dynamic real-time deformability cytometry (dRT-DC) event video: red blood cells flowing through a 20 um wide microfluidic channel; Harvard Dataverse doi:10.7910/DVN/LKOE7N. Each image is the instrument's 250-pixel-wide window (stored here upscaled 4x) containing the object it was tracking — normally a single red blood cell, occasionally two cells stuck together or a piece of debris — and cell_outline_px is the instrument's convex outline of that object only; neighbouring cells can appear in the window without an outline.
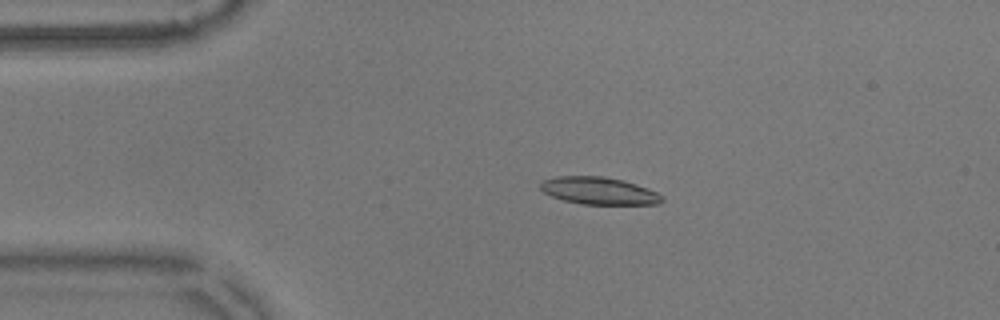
{"species": "common noctule bat (a hibernating species)", "species_latin": "Nyctalus noctula", "temperature_condition": "warm", "stored_images_in_passage": 56, "camera_frame_rate_fps": 3000, "um_per_image_px": 0.085, "animal": {"sex": "male", "body_mass_g": 17.9}, "frame": {"image": 1, "passage_image": 12, "time_ms": 3.667, "image_size_px": [1000, 320], "cell_outline_px": [[664, 200], [660, 204], [580, 204], [564, 200], [552, 196], [544, 192], [540, 188], [540, 184], [544, 180], [556, 176], [604, 176], [624, 180], [648, 188], [664, 196]], "centroid_in_image_um": [50.94, 16.21], "position_along_channel_um": 34.1, "area_um2": 19.42}}
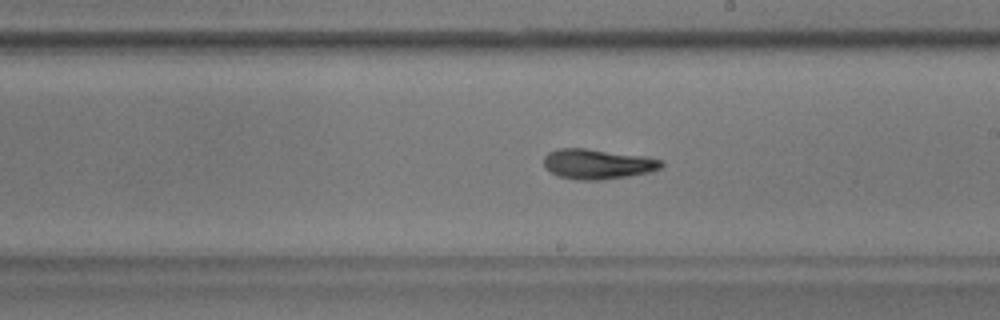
{"frame": {"image": 2, "passage_image": 32, "time_ms": 10.333, "image_size_px": [1000, 320], "cell_outline_px": [[664, 164], [660, 168], [648, 172], [628, 176], [600, 180], [576, 180], [560, 176], [544, 168], [544, 156], [548, 152], [560, 148], [584, 148], [648, 156], [664, 160]], "centroid_in_image_um": [50.81, 13.93], "position_along_channel_um": 238.2, "area_um2": 20.69}}
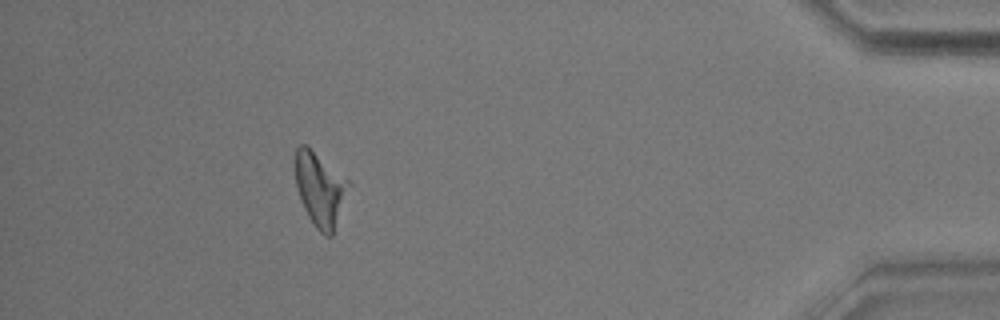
{"frame": {"image": 3, "passage_image": 51, "time_ms": 16.667, "image_size_px": [1000, 320], "cell_outline_px": [[352, 184], [332, 236], [324, 236], [316, 228], [308, 216], [300, 200], [296, 188], [292, 160], [296, 148], [300, 144], [308, 144], [352, 180]], "centroid_in_image_um": [27.21, 15.98], "position_along_channel_um": 408.0, "area_um2": 24.39}, "authors_computed_cell_mechanics": {"area_um2": 20.23, "velocity_mm_per_s": 3.5841, "shape_relaxation_time_tau1_ms": 3.4303, "shape_relaxation_time_tau2_ms": null, "deformation_change_tau1": 0.1362, "deformation_change_tau2": null}}